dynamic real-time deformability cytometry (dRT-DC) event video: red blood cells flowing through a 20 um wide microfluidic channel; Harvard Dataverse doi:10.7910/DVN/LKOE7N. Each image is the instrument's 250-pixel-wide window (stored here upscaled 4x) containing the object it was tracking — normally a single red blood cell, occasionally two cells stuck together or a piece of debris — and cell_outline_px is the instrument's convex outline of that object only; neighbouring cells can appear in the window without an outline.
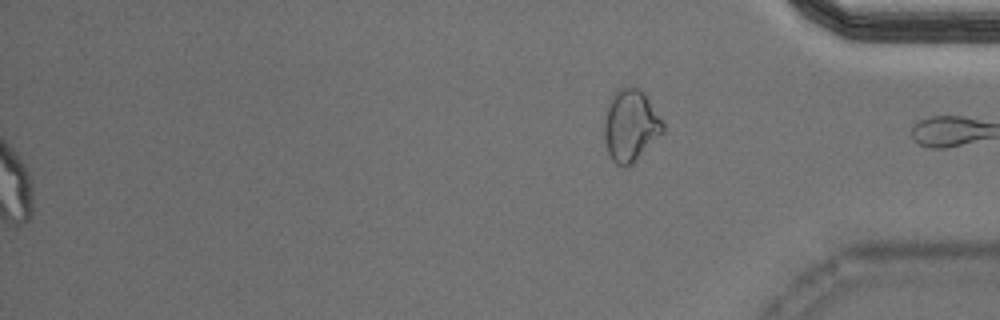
{"species": "Egyptian fruit bat (a non-hibernating species)", "species_latin": "Rousettus aegyptiacus", "temperature_condition": "cold", "stored_images_in_passage": 54, "segment_of_instrument_passage": [2, 2], "camera_frame_rate_fps": 3000, "um_per_image_px": 0.085, "animal": {"sex": "male"}, "frame": {"image": 1, "passage_image": 54, "time_ms": 17.667, "image_size_px": [1000, 320], "cell_outline_px": [[664, 132], [628, 168], [616, 164], [612, 160], [608, 152], [604, 140], [604, 120], [612, 96], [620, 88], [632, 84], [640, 88], [644, 92], [664, 124]], "centroid_in_image_um": [53.6, 10.67], "position_along_channel_um": 381.6, "area_um2": 24.62}}